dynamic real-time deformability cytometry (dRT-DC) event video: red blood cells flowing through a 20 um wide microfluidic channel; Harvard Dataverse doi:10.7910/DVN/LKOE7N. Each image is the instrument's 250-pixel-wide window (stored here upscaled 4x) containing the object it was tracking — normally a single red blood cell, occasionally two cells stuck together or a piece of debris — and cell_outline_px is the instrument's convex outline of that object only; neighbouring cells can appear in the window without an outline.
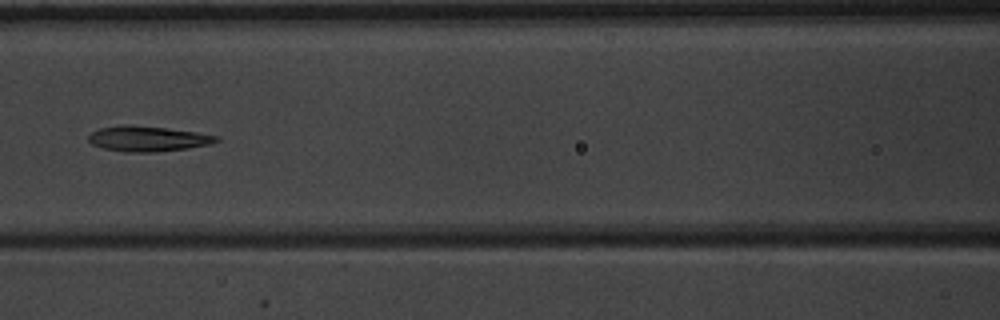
{"species": "common noctule bat (a hibernating species)", "species_latin": "Nyctalus noctula", "temperature_condition": "warm", "stored_images_in_passage": 35, "camera_frame_rate_fps": 3000, "um_per_image_px": 0.085, "animal": {"sex": "male", "body_mass_g": 20.1, "forearm_length_mm": 53.5}, "frame": {"image": 1, "passage_image": 8, "time_ms": 2.333, "image_size_px": [1000, 320], "cell_outline_px": [[220, 140], [212, 144], [188, 148], [156, 152], [124, 152], [104, 148], [92, 144], [88, 140], [88, 136], [92, 132], [100, 128], [168, 128], [196, 132], [220, 136]], "centroid_in_image_um": [12.67, 11.85], "position_along_channel_um": 153.9, "area_um2": 17.98}}
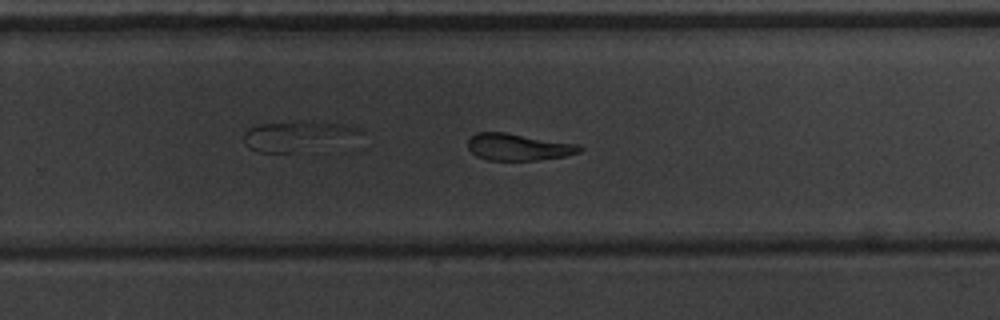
{"frame": {"image": 2, "passage_image": 18, "time_ms": 5.667, "image_size_px": [1000, 320], "cell_outline_px": [[584, 148], [580, 152], [564, 156], [536, 160], [488, 160], [476, 156], [468, 148], [468, 140], [476, 132], [504, 132], [580, 144]], "centroid_in_image_um": [44.07, 12.49], "position_along_channel_um": 285.7, "area_um2": 17.51}}
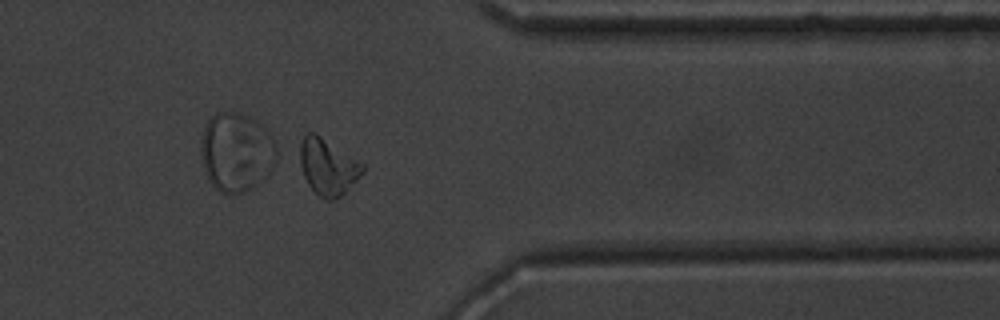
{"frame": {"image": 3, "passage_image": 26, "time_ms": 8.333, "image_size_px": [1000, 320], "cell_outline_px": [[364, 172], [340, 196], [332, 200], [328, 200], [320, 196], [308, 184], [304, 176], [300, 164], [300, 144], [304, 136], [308, 132], [312, 132], [320, 136], [364, 164]], "centroid_in_image_um": [27.86, 14.17], "position_along_channel_um": 383.5, "area_um2": 20.0}}